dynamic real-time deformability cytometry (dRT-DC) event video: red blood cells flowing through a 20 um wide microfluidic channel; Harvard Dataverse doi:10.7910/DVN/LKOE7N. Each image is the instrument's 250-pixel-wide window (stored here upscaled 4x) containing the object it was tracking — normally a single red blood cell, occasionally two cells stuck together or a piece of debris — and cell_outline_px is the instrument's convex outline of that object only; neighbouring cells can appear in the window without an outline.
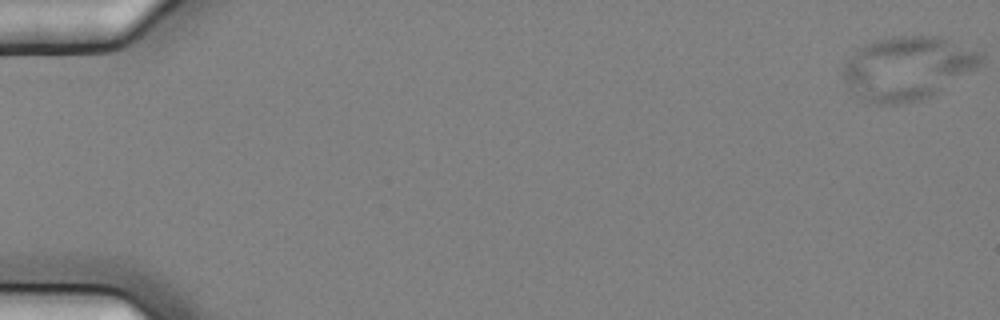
{"species": "common noctule bat (a hibernating species)", "species_latin": "Nyctalus noctula", "temperature_condition": "cold", "stored_images_in_passage": 7, "camera_frame_rate_fps": 3000, "um_per_image_px": 0.085, "animal": {"sex": "female", "body_mass_g": 25.1}, "frame": {"image": 1, "passage_image": 1, "time_ms": 0.0, "image_size_px": [1000, 320], "cell_outline_px": [[984, 60], [976, 68], [932, 96], [920, 100], [900, 104], [868, 104], [848, 92], [840, 76], [840, 72], [844, 64], [864, 44], [876, 40], [892, 36], [940, 36], [980, 52], [984, 56]], "centroid_in_image_um": [77.06, 5.82], "position_along_channel_um": 7.9, "area_um2": 51.5}}